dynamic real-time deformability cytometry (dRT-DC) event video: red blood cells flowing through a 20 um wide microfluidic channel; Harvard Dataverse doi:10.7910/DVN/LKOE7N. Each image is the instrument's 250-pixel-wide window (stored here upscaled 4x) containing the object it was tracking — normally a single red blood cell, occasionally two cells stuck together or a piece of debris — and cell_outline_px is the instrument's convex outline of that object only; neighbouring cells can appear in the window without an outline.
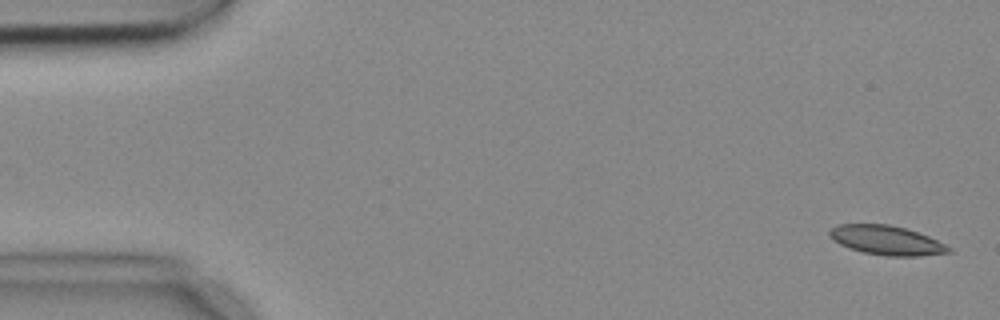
{"species": "common noctule bat (a hibernating species)", "species_latin": "Nyctalus noctula", "temperature_condition": "cold", "stored_images_in_passage": 4, "camera_frame_rate_fps": 3000, "um_per_image_px": 0.085, "animal": {"sex": "female", "body_mass_g": 18.4}, "frame": {"image": 1, "passage_image": 1, "time_ms": 0.0, "image_size_px": [1000, 320], "cell_outline_px": [[952, 252], [920, 256], [884, 256], [864, 252], [848, 248], [832, 240], [828, 236], [828, 232], [832, 228], [840, 224], [888, 224], [904, 228], [928, 236], [952, 248]], "centroid_in_image_um": [75.33, 20.43], "position_along_channel_um": 9.7, "area_um2": 20.29}}
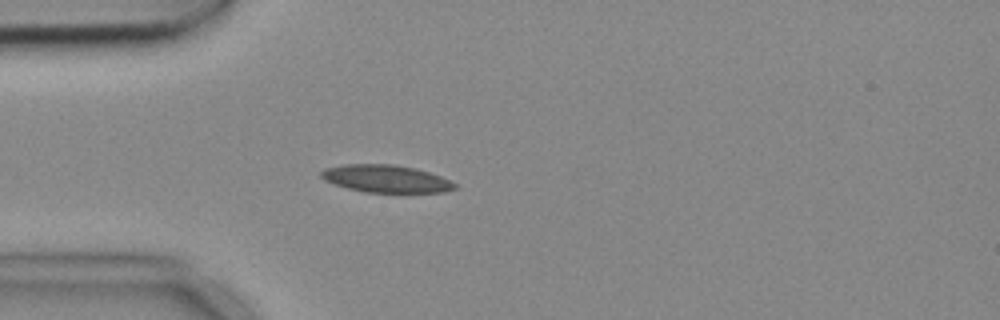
{"frame": {"image": 2, "passage_image": 4, "time_ms": 1.0, "image_size_px": [1000, 320], "cell_outline_px": [[460, 188], [444, 192], [364, 192], [348, 188], [324, 180], [320, 176], [320, 172], [324, 168], [344, 164], [392, 164], [416, 168], [440, 176], [456, 184]], "centroid_in_image_um": [32.81, 15.19], "position_along_channel_um": 52.2, "area_um2": 21.39}}